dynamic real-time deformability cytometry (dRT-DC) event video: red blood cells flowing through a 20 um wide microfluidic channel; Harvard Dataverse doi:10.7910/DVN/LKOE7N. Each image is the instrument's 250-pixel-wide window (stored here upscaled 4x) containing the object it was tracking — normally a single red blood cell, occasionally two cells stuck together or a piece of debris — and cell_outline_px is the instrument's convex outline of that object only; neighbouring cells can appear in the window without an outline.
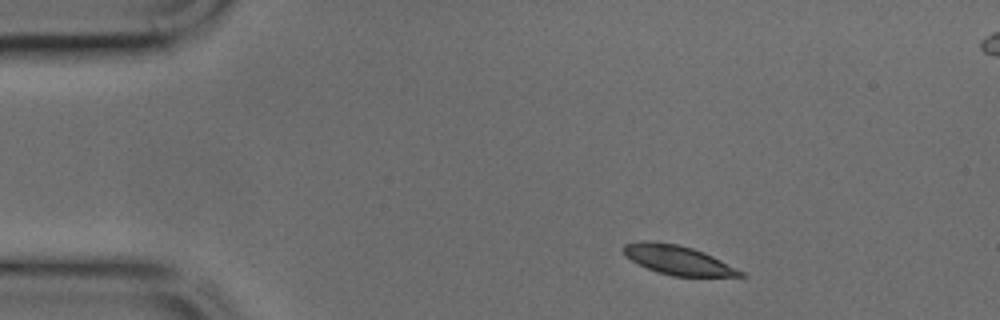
{"species": "common noctule bat (a hibernating species)", "species_latin": "Nyctalus noctula", "temperature_condition": "cold", "stored_images_in_passage": 12, "camera_frame_rate_fps": 3000, "um_per_image_px": 0.085, "animal": {"sex": "male", "body_mass_g": 17.9, "forearm_length_mm": 54.2}, "frame": {"image": 1, "passage_image": 3, "time_ms": 0.667, "image_size_px": [1000, 320], "cell_outline_px": [[748, 276], [672, 276], [656, 272], [624, 256], [624, 244], [644, 240], [648, 240], [676, 244], [692, 248], [704, 252], [744, 272]], "centroid_in_image_um": [57.61, 22.1], "position_along_channel_um": 27.4, "area_um2": 19.65}}